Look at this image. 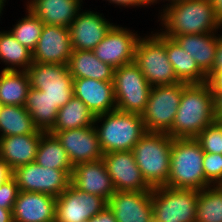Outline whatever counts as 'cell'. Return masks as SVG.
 <instances>
[{"instance_id": "cell-1", "label": "cell", "mask_w": 222, "mask_h": 222, "mask_svg": "<svg viewBox=\"0 0 222 222\" xmlns=\"http://www.w3.org/2000/svg\"><path fill=\"white\" fill-rule=\"evenodd\" d=\"M160 9L159 32L168 38L221 31L210 0H179Z\"/></svg>"}, {"instance_id": "cell-2", "label": "cell", "mask_w": 222, "mask_h": 222, "mask_svg": "<svg viewBox=\"0 0 222 222\" xmlns=\"http://www.w3.org/2000/svg\"><path fill=\"white\" fill-rule=\"evenodd\" d=\"M215 121L214 96L207 83L183 82L179 107L167 134L173 139L195 138Z\"/></svg>"}, {"instance_id": "cell-3", "label": "cell", "mask_w": 222, "mask_h": 222, "mask_svg": "<svg viewBox=\"0 0 222 222\" xmlns=\"http://www.w3.org/2000/svg\"><path fill=\"white\" fill-rule=\"evenodd\" d=\"M93 126L104 154L114 151H132L135 144L146 133L141 114L121 112L117 109L96 116Z\"/></svg>"}, {"instance_id": "cell-4", "label": "cell", "mask_w": 222, "mask_h": 222, "mask_svg": "<svg viewBox=\"0 0 222 222\" xmlns=\"http://www.w3.org/2000/svg\"><path fill=\"white\" fill-rule=\"evenodd\" d=\"M204 154L195 138L173 139L166 186L196 190L211 186L203 171Z\"/></svg>"}, {"instance_id": "cell-5", "label": "cell", "mask_w": 222, "mask_h": 222, "mask_svg": "<svg viewBox=\"0 0 222 222\" xmlns=\"http://www.w3.org/2000/svg\"><path fill=\"white\" fill-rule=\"evenodd\" d=\"M172 142L173 138L166 133L146 132L132 149L135 162L151 188L167 184Z\"/></svg>"}, {"instance_id": "cell-6", "label": "cell", "mask_w": 222, "mask_h": 222, "mask_svg": "<svg viewBox=\"0 0 222 222\" xmlns=\"http://www.w3.org/2000/svg\"><path fill=\"white\" fill-rule=\"evenodd\" d=\"M144 36L138 40L134 63L146 80L152 87L179 83L165 49V35L158 29Z\"/></svg>"}, {"instance_id": "cell-7", "label": "cell", "mask_w": 222, "mask_h": 222, "mask_svg": "<svg viewBox=\"0 0 222 222\" xmlns=\"http://www.w3.org/2000/svg\"><path fill=\"white\" fill-rule=\"evenodd\" d=\"M199 190L161 186L152 188L154 222H196Z\"/></svg>"}, {"instance_id": "cell-8", "label": "cell", "mask_w": 222, "mask_h": 222, "mask_svg": "<svg viewBox=\"0 0 222 222\" xmlns=\"http://www.w3.org/2000/svg\"><path fill=\"white\" fill-rule=\"evenodd\" d=\"M113 86L117 110L138 114L145 111L152 86L134 62L115 68Z\"/></svg>"}, {"instance_id": "cell-9", "label": "cell", "mask_w": 222, "mask_h": 222, "mask_svg": "<svg viewBox=\"0 0 222 222\" xmlns=\"http://www.w3.org/2000/svg\"><path fill=\"white\" fill-rule=\"evenodd\" d=\"M182 90L183 82L151 88L146 109L141 114L146 132L167 134L170 131Z\"/></svg>"}, {"instance_id": "cell-10", "label": "cell", "mask_w": 222, "mask_h": 222, "mask_svg": "<svg viewBox=\"0 0 222 222\" xmlns=\"http://www.w3.org/2000/svg\"><path fill=\"white\" fill-rule=\"evenodd\" d=\"M31 88L45 92L60 109L74 95L73 78L67 65L33 62L27 69Z\"/></svg>"}, {"instance_id": "cell-11", "label": "cell", "mask_w": 222, "mask_h": 222, "mask_svg": "<svg viewBox=\"0 0 222 222\" xmlns=\"http://www.w3.org/2000/svg\"><path fill=\"white\" fill-rule=\"evenodd\" d=\"M13 177L20 191L38 192L55 198L71 183V176L66 171L45 168L35 161L16 168Z\"/></svg>"}, {"instance_id": "cell-12", "label": "cell", "mask_w": 222, "mask_h": 222, "mask_svg": "<svg viewBox=\"0 0 222 222\" xmlns=\"http://www.w3.org/2000/svg\"><path fill=\"white\" fill-rule=\"evenodd\" d=\"M108 205L101 196L77 189L72 183L58 197L55 204V222H85Z\"/></svg>"}, {"instance_id": "cell-13", "label": "cell", "mask_w": 222, "mask_h": 222, "mask_svg": "<svg viewBox=\"0 0 222 222\" xmlns=\"http://www.w3.org/2000/svg\"><path fill=\"white\" fill-rule=\"evenodd\" d=\"M114 25L102 41L92 50L102 62L119 68L134 62L135 49L141 36L137 31Z\"/></svg>"}, {"instance_id": "cell-14", "label": "cell", "mask_w": 222, "mask_h": 222, "mask_svg": "<svg viewBox=\"0 0 222 222\" xmlns=\"http://www.w3.org/2000/svg\"><path fill=\"white\" fill-rule=\"evenodd\" d=\"M49 133L60 141L73 166L102 159L104 155L94 126Z\"/></svg>"}, {"instance_id": "cell-15", "label": "cell", "mask_w": 222, "mask_h": 222, "mask_svg": "<svg viewBox=\"0 0 222 222\" xmlns=\"http://www.w3.org/2000/svg\"><path fill=\"white\" fill-rule=\"evenodd\" d=\"M102 160L116 191H152L143 178L132 151L105 153Z\"/></svg>"}, {"instance_id": "cell-16", "label": "cell", "mask_w": 222, "mask_h": 222, "mask_svg": "<svg viewBox=\"0 0 222 222\" xmlns=\"http://www.w3.org/2000/svg\"><path fill=\"white\" fill-rule=\"evenodd\" d=\"M114 25L103 13L82 9L69 26L73 50L92 51Z\"/></svg>"}, {"instance_id": "cell-17", "label": "cell", "mask_w": 222, "mask_h": 222, "mask_svg": "<svg viewBox=\"0 0 222 222\" xmlns=\"http://www.w3.org/2000/svg\"><path fill=\"white\" fill-rule=\"evenodd\" d=\"M72 52L69 28L44 25L32 58L36 63L67 65Z\"/></svg>"}, {"instance_id": "cell-18", "label": "cell", "mask_w": 222, "mask_h": 222, "mask_svg": "<svg viewBox=\"0 0 222 222\" xmlns=\"http://www.w3.org/2000/svg\"><path fill=\"white\" fill-rule=\"evenodd\" d=\"M108 206L117 222H154L152 191H116Z\"/></svg>"}, {"instance_id": "cell-19", "label": "cell", "mask_w": 222, "mask_h": 222, "mask_svg": "<svg viewBox=\"0 0 222 222\" xmlns=\"http://www.w3.org/2000/svg\"><path fill=\"white\" fill-rule=\"evenodd\" d=\"M71 183L77 189L101 196L107 202L116 192L102 159L75 165Z\"/></svg>"}, {"instance_id": "cell-20", "label": "cell", "mask_w": 222, "mask_h": 222, "mask_svg": "<svg viewBox=\"0 0 222 222\" xmlns=\"http://www.w3.org/2000/svg\"><path fill=\"white\" fill-rule=\"evenodd\" d=\"M73 93L86 104L95 117L116 110L113 81L74 79Z\"/></svg>"}, {"instance_id": "cell-21", "label": "cell", "mask_w": 222, "mask_h": 222, "mask_svg": "<svg viewBox=\"0 0 222 222\" xmlns=\"http://www.w3.org/2000/svg\"><path fill=\"white\" fill-rule=\"evenodd\" d=\"M55 204L51 195L19 191L12 209L13 222H55Z\"/></svg>"}, {"instance_id": "cell-22", "label": "cell", "mask_w": 222, "mask_h": 222, "mask_svg": "<svg viewBox=\"0 0 222 222\" xmlns=\"http://www.w3.org/2000/svg\"><path fill=\"white\" fill-rule=\"evenodd\" d=\"M83 0H27L25 6L44 25H58L69 28L82 10Z\"/></svg>"}, {"instance_id": "cell-23", "label": "cell", "mask_w": 222, "mask_h": 222, "mask_svg": "<svg viewBox=\"0 0 222 222\" xmlns=\"http://www.w3.org/2000/svg\"><path fill=\"white\" fill-rule=\"evenodd\" d=\"M43 133L39 130L35 134L0 137V158L13 170L34 162Z\"/></svg>"}, {"instance_id": "cell-24", "label": "cell", "mask_w": 222, "mask_h": 222, "mask_svg": "<svg viewBox=\"0 0 222 222\" xmlns=\"http://www.w3.org/2000/svg\"><path fill=\"white\" fill-rule=\"evenodd\" d=\"M205 34H183L174 39L197 62L199 68L208 75L215 63L218 39L221 31Z\"/></svg>"}, {"instance_id": "cell-25", "label": "cell", "mask_w": 222, "mask_h": 222, "mask_svg": "<svg viewBox=\"0 0 222 222\" xmlns=\"http://www.w3.org/2000/svg\"><path fill=\"white\" fill-rule=\"evenodd\" d=\"M67 67L73 79L92 78L100 81H113L115 70L90 50H73Z\"/></svg>"}, {"instance_id": "cell-26", "label": "cell", "mask_w": 222, "mask_h": 222, "mask_svg": "<svg viewBox=\"0 0 222 222\" xmlns=\"http://www.w3.org/2000/svg\"><path fill=\"white\" fill-rule=\"evenodd\" d=\"M165 49L174 73L180 82L204 83L207 75L199 68L195 59L174 39L165 36Z\"/></svg>"}, {"instance_id": "cell-27", "label": "cell", "mask_w": 222, "mask_h": 222, "mask_svg": "<svg viewBox=\"0 0 222 222\" xmlns=\"http://www.w3.org/2000/svg\"><path fill=\"white\" fill-rule=\"evenodd\" d=\"M35 162L45 168L63 170L72 176L73 165L67 152L54 134L44 132L37 148Z\"/></svg>"}, {"instance_id": "cell-28", "label": "cell", "mask_w": 222, "mask_h": 222, "mask_svg": "<svg viewBox=\"0 0 222 222\" xmlns=\"http://www.w3.org/2000/svg\"><path fill=\"white\" fill-rule=\"evenodd\" d=\"M30 88L27 71H0V102L2 105L24 106Z\"/></svg>"}, {"instance_id": "cell-29", "label": "cell", "mask_w": 222, "mask_h": 222, "mask_svg": "<svg viewBox=\"0 0 222 222\" xmlns=\"http://www.w3.org/2000/svg\"><path fill=\"white\" fill-rule=\"evenodd\" d=\"M24 107L30 113L34 126L49 132L55 125L58 108L45 95V92L30 88Z\"/></svg>"}, {"instance_id": "cell-30", "label": "cell", "mask_w": 222, "mask_h": 222, "mask_svg": "<svg viewBox=\"0 0 222 222\" xmlns=\"http://www.w3.org/2000/svg\"><path fill=\"white\" fill-rule=\"evenodd\" d=\"M2 70L27 71L33 63L32 52L17 41L10 30L0 31V64Z\"/></svg>"}, {"instance_id": "cell-31", "label": "cell", "mask_w": 222, "mask_h": 222, "mask_svg": "<svg viewBox=\"0 0 222 222\" xmlns=\"http://www.w3.org/2000/svg\"><path fill=\"white\" fill-rule=\"evenodd\" d=\"M95 115L79 98L73 97L57 112L54 127L50 131H64L93 126Z\"/></svg>"}, {"instance_id": "cell-32", "label": "cell", "mask_w": 222, "mask_h": 222, "mask_svg": "<svg viewBox=\"0 0 222 222\" xmlns=\"http://www.w3.org/2000/svg\"><path fill=\"white\" fill-rule=\"evenodd\" d=\"M38 131L30 113L24 106L2 105L0 110V137L35 134Z\"/></svg>"}, {"instance_id": "cell-33", "label": "cell", "mask_w": 222, "mask_h": 222, "mask_svg": "<svg viewBox=\"0 0 222 222\" xmlns=\"http://www.w3.org/2000/svg\"><path fill=\"white\" fill-rule=\"evenodd\" d=\"M196 222H222V185L199 190Z\"/></svg>"}, {"instance_id": "cell-34", "label": "cell", "mask_w": 222, "mask_h": 222, "mask_svg": "<svg viewBox=\"0 0 222 222\" xmlns=\"http://www.w3.org/2000/svg\"><path fill=\"white\" fill-rule=\"evenodd\" d=\"M25 9V16L12 25L13 28L10 29V32L17 41L33 52L41 36L44 24L27 7Z\"/></svg>"}, {"instance_id": "cell-35", "label": "cell", "mask_w": 222, "mask_h": 222, "mask_svg": "<svg viewBox=\"0 0 222 222\" xmlns=\"http://www.w3.org/2000/svg\"><path fill=\"white\" fill-rule=\"evenodd\" d=\"M195 139L204 153L222 154V124L219 121L204 128Z\"/></svg>"}, {"instance_id": "cell-36", "label": "cell", "mask_w": 222, "mask_h": 222, "mask_svg": "<svg viewBox=\"0 0 222 222\" xmlns=\"http://www.w3.org/2000/svg\"><path fill=\"white\" fill-rule=\"evenodd\" d=\"M203 171L211 186L222 185V154L205 153Z\"/></svg>"}, {"instance_id": "cell-37", "label": "cell", "mask_w": 222, "mask_h": 222, "mask_svg": "<svg viewBox=\"0 0 222 222\" xmlns=\"http://www.w3.org/2000/svg\"><path fill=\"white\" fill-rule=\"evenodd\" d=\"M19 191L14 177L2 184L0 186V207L12 210Z\"/></svg>"}, {"instance_id": "cell-38", "label": "cell", "mask_w": 222, "mask_h": 222, "mask_svg": "<svg viewBox=\"0 0 222 222\" xmlns=\"http://www.w3.org/2000/svg\"><path fill=\"white\" fill-rule=\"evenodd\" d=\"M207 85L214 98L222 93V69H213L208 75L206 80Z\"/></svg>"}, {"instance_id": "cell-39", "label": "cell", "mask_w": 222, "mask_h": 222, "mask_svg": "<svg viewBox=\"0 0 222 222\" xmlns=\"http://www.w3.org/2000/svg\"><path fill=\"white\" fill-rule=\"evenodd\" d=\"M103 1H108L110 4H115V7H124V8H135V7H148V0H103Z\"/></svg>"}, {"instance_id": "cell-40", "label": "cell", "mask_w": 222, "mask_h": 222, "mask_svg": "<svg viewBox=\"0 0 222 222\" xmlns=\"http://www.w3.org/2000/svg\"><path fill=\"white\" fill-rule=\"evenodd\" d=\"M89 222H117L113 210L107 205L97 215L93 216Z\"/></svg>"}, {"instance_id": "cell-41", "label": "cell", "mask_w": 222, "mask_h": 222, "mask_svg": "<svg viewBox=\"0 0 222 222\" xmlns=\"http://www.w3.org/2000/svg\"><path fill=\"white\" fill-rule=\"evenodd\" d=\"M14 170L0 158V186L13 178Z\"/></svg>"}, {"instance_id": "cell-42", "label": "cell", "mask_w": 222, "mask_h": 222, "mask_svg": "<svg viewBox=\"0 0 222 222\" xmlns=\"http://www.w3.org/2000/svg\"><path fill=\"white\" fill-rule=\"evenodd\" d=\"M213 69H222V36L218 39L216 58Z\"/></svg>"}, {"instance_id": "cell-43", "label": "cell", "mask_w": 222, "mask_h": 222, "mask_svg": "<svg viewBox=\"0 0 222 222\" xmlns=\"http://www.w3.org/2000/svg\"><path fill=\"white\" fill-rule=\"evenodd\" d=\"M217 19L222 22V0H210Z\"/></svg>"}, {"instance_id": "cell-44", "label": "cell", "mask_w": 222, "mask_h": 222, "mask_svg": "<svg viewBox=\"0 0 222 222\" xmlns=\"http://www.w3.org/2000/svg\"><path fill=\"white\" fill-rule=\"evenodd\" d=\"M215 118H222V93L214 98Z\"/></svg>"}, {"instance_id": "cell-45", "label": "cell", "mask_w": 222, "mask_h": 222, "mask_svg": "<svg viewBox=\"0 0 222 222\" xmlns=\"http://www.w3.org/2000/svg\"><path fill=\"white\" fill-rule=\"evenodd\" d=\"M0 222H13L12 210L0 207Z\"/></svg>"}, {"instance_id": "cell-46", "label": "cell", "mask_w": 222, "mask_h": 222, "mask_svg": "<svg viewBox=\"0 0 222 222\" xmlns=\"http://www.w3.org/2000/svg\"><path fill=\"white\" fill-rule=\"evenodd\" d=\"M163 1V2H162ZM166 1L168 2V3H166ZM177 1H179V0H148V7L149 6H151V5H155V4H161L160 2H162V3H166L165 5L163 4V6H167V5H169V4H171V3H174V2H177Z\"/></svg>"}, {"instance_id": "cell-47", "label": "cell", "mask_w": 222, "mask_h": 222, "mask_svg": "<svg viewBox=\"0 0 222 222\" xmlns=\"http://www.w3.org/2000/svg\"><path fill=\"white\" fill-rule=\"evenodd\" d=\"M7 2V0H0V19H1V16L3 15L2 11L4 10V7H5V3ZM2 14V15H1Z\"/></svg>"}, {"instance_id": "cell-48", "label": "cell", "mask_w": 222, "mask_h": 222, "mask_svg": "<svg viewBox=\"0 0 222 222\" xmlns=\"http://www.w3.org/2000/svg\"><path fill=\"white\" fill-rule=\"evenodd\" d=\"M216 121H219L222 124V118H216Z\"/></svg>"}]
</instances>
